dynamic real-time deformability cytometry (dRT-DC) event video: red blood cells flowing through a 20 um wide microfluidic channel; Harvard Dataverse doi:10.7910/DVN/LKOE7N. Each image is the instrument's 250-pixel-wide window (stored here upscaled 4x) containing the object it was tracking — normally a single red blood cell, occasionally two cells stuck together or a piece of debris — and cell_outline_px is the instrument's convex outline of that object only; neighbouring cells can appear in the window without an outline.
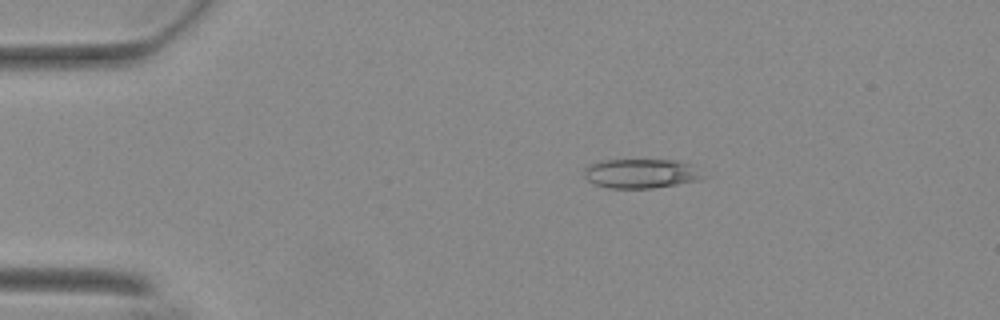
{"species": "Egyptian fruit bat (a non-hibernating species)", "species_latin": "Rousettus aegyptiacus", "temperature_condition": "warm", "stored_images_in_passage": 55, "camera_frame_rate_fps": 3000, "um_per_image_px": 0.085, "animal": {"sex": "female"}, "frame": {"image": 1, "passage_image": 10, "time_ms": 3.0, "image_size_px": [1000, 320], "cell_outline_px": [[704, 176], [696, 180], [676, 184], [652, 188], [608, 188], [596, 184], [588, 180], [584, 176], [584, 168], [600, 160], [676, 160], [692, 164]], "centroid_in_image_um": [54.45, 14.74], "position_along_channel_um": 30.5, "area_um2": 20.11}}
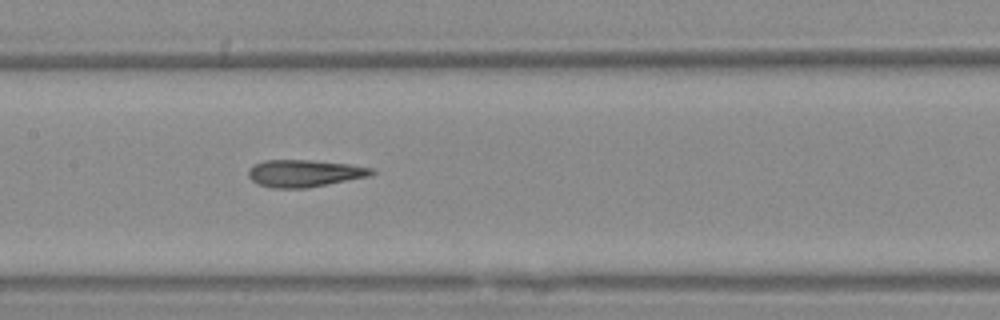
{"frame": {"image": 2, "passage_image": 27, "time_ms": 8.667, "image_size_px": [1000, 320], "cell_outline_px": [[376, 172], [368, 176], [304, 188], [272, 188], [260, 184], [252, 180], [248, 176], [248, 168], [252, 164], [264, 160], [312, 160], [348, 164], [372, 168]], "centroid_in_image_um": [25.81, 14.71], "position_along_channel_um": 181.6, "area_um2": 19.31}}
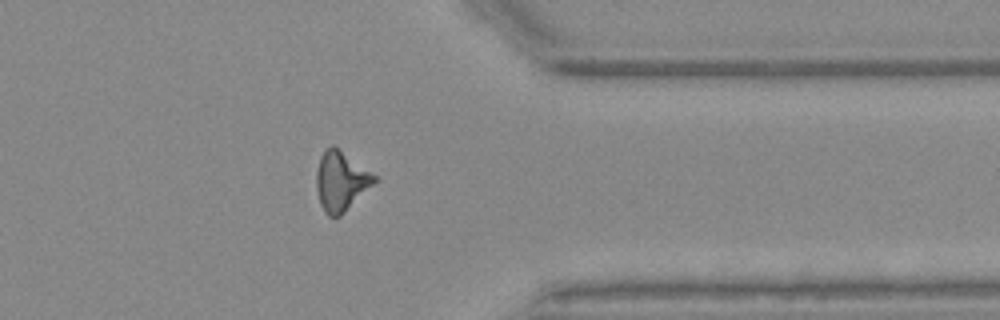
{"frame": {"image": 3, "passage_image": 44, "time_ms": 14.333, "image_size_px": [1000, 320], "cell_outline_px": [[380, 180], [340, 216], [328, 216], [324, 212], [320, 204], [316, 188], [316, 172], [320, 156], [324, 148], [332, 144], [376, 176]], "centroid_in_image_um": [28.98, 15.4], "position_along_channel_um": 382.4, "area_um2": 20.23}, "authors_computed_cell_mechanics": {"area_um2": 19.652, "velocity_mm_per_s": 3.7225, "shape_relaxation_time_tau1_ms": null, "shape_relaxation_time_tau2_ms": 2.5534, "deformation_change_tau1": null, "deformation_change_tau2": 0.1294}}